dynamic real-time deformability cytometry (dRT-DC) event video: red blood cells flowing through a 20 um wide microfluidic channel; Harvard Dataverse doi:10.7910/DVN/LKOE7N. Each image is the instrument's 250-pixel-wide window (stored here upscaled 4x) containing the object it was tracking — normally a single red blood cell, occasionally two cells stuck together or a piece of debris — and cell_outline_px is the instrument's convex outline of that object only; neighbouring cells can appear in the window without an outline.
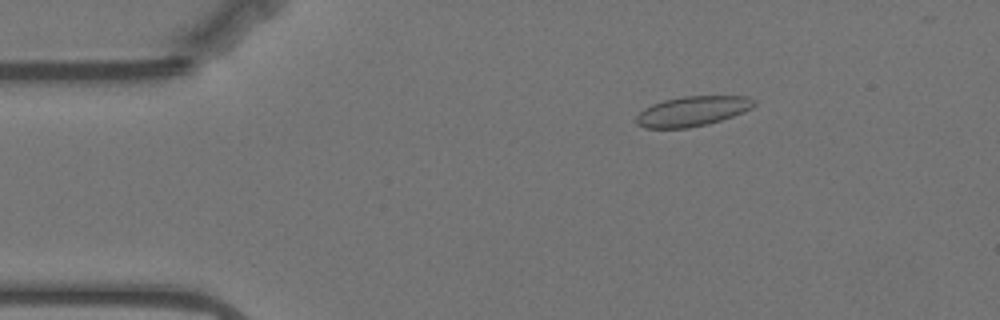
{"species": "Egyptian fruit bat (a non-hibernating species)", "species_latin": "Rousettus aegyptiacus", "temperature_condition": "warm", "stored_images_in_passage": 54, "camera_frame_rate_fps": 3000, "um_per_image_px": 0.085, "animal": {"sex": "female"}, "frame": {"image": 1, "passage_image": 8, "time_ms": 2.333, "image_size_px": [1000, 320], "cell_outline_px": [[756, 104], [752, 108], [744, 112], [708, 124], [688, 128], [644, 128], [636, 124], [636, 116], [644, 108], [652, 104], [664, 100], [684, 96], [748, 96], [756, 100]], "centroid_in_image_um": [58.86, 9.45], "position_along_channel_um": 26.1, "area_um2": 20.63}}
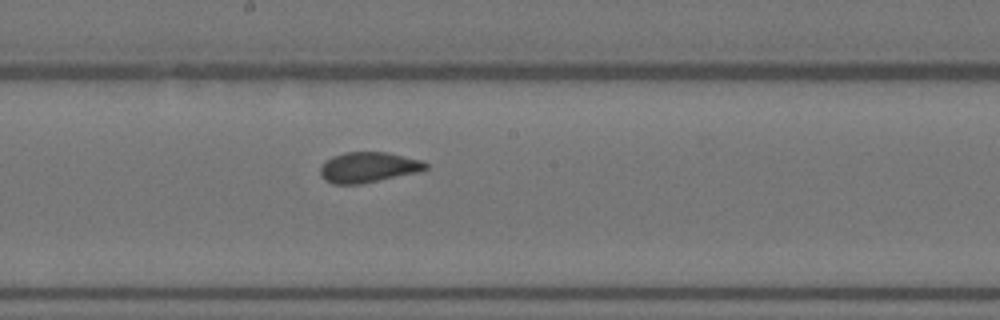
{"frame": {"image": 2, "passage_image": 29, "time_ms": 9.333, "image_size_px": [1000, 320], "cell_outline_px": [[428, 168], [424, 172], [360, 184], [332, 184], [324, 180], [320, 176], [320, 168], [332, 156], [344, 152], [388, 152], [420, 160], [428, 164]], "centroid_in_image_um": [31.35, 14.23], "position_along_channel_um": 216.9, "area_um2": 18.96}}
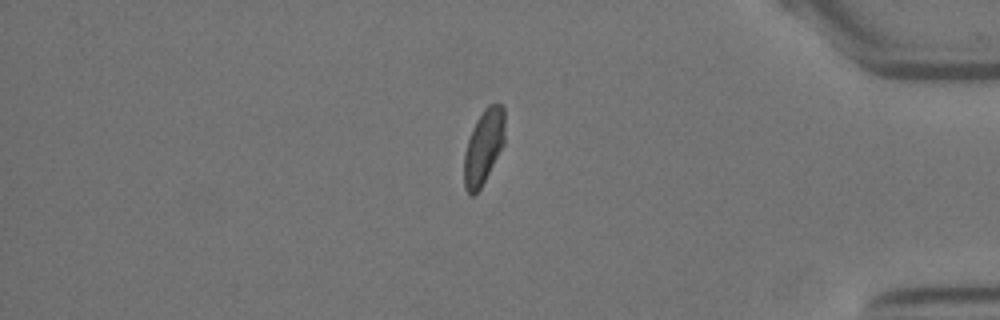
{"frame": {"image": 3, "passage_image": 47, "time_ms": 15.333, "image_size_px": [1000, 320], "cell_outline_px": [[504, 144], [480, 188], [472, 196], [464, 188], [464, 152], [472, 128], [476, 120], [484, 108], [488, 104], [504, 104]], "centroid_in_image_um": [41.1, 12.44], "position_along_channel_um": 394.1, "area_um2": 17.63}}